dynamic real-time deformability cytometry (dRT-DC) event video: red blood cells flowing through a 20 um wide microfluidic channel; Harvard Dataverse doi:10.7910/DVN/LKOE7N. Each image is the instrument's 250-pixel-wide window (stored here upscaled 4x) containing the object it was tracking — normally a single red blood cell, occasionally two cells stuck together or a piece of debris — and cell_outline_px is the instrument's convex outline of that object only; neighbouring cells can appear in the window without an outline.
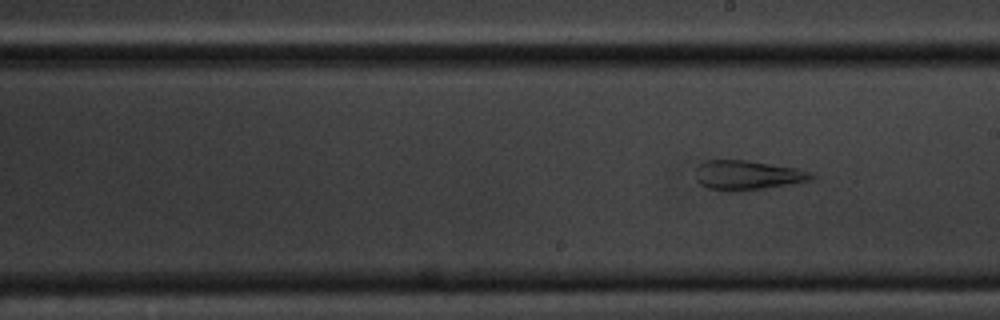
{"species": "common noctule bat (a hibernating species)", "species_latin": "Nyctalus noctula", "temperature_condition": "cold", "stored_images_in_passage": 10, "segment_of_instrument_passage": [2, 2], "camera_frame_rate_fps": 3000, "um_per_image_px": 0.085, "animal": {"sex": "male", "body_mass_g": 20.1, "forearm_length_mm": 53.5}, "frame": {"image": 1, "passage_image": 10, "time_ms": 11.0, "image_size_px": [1000, 320], "cell_outline_px": [[816, 176], [808, 180], [792, 184], [740, 192], [728, 192], [708, 188], [700, 184], [696, 180], [696, 168], [704, 160], [748, 160], [800, 168]], "centroid_in_image_um": [63.51, 14.9], "position_along_channel_um": 225.5, "area_um2": 20.23}}